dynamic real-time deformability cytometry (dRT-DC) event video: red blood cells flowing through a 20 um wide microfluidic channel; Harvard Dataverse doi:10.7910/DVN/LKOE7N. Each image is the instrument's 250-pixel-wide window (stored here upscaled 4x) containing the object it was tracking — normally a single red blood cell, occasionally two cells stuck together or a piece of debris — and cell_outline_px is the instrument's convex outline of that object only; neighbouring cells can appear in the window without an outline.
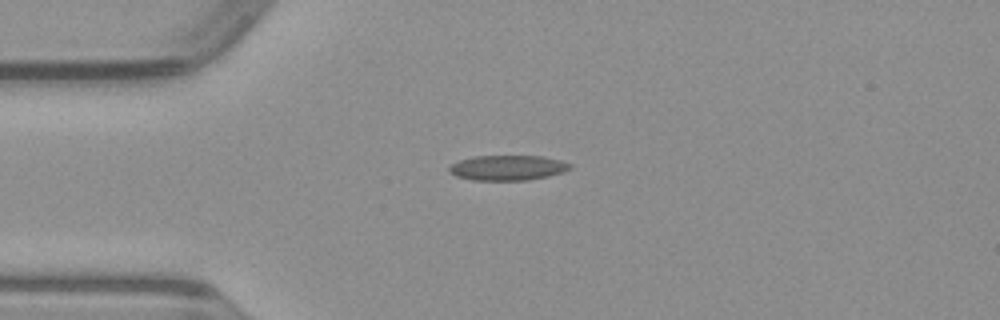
{"species": "common noctule bat (a hibernating species)", "species_latin": "Nyctalus noctula", "temperature_condition": "warm", "stored_images_in_passage": 39, "camera_frame_rate_fps": 3000, "um_per_image_px": 0.085, "animal": {"sex": "male", "body_mass_g": 23.1, "forearm_length_mm": 52.7}, "frame": {"image": 1, "passage_image": 1, "time_ms": 0.0, "image_size_px": [1000, 320], "cell_outline_px": [[572, 168], [564, 172], [548, 176], [528, 180], [472, 180], [456, 176], [448, 172], [448, 168], [452, 164], [460, 160], [472, 156], [540, 156], [560, 160], [572, 164]], "centroid_in_image_um": [43.15, 14.26], "position_along_channel_um": 41.8, "area_um2": 17.74}}
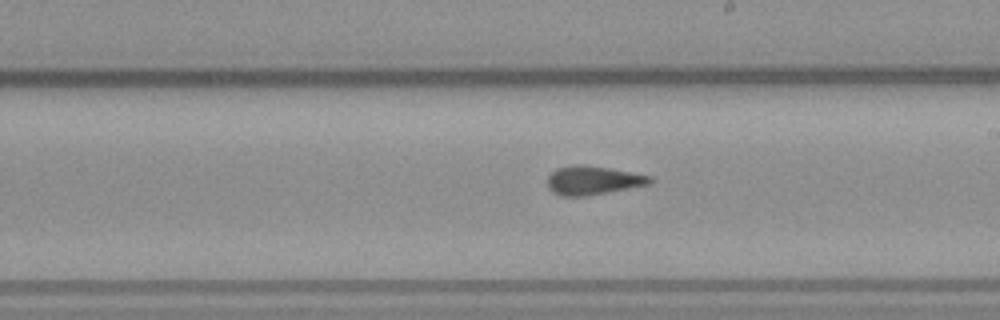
{"frame": {"image": 2, "passage_image": 17, "time_ms": 5.333, "image_size_px": [1000, 320], "cell_outline_px": [[652, 180], [648, 184], [588, 196], [560, 196], [552, 192], [548, 188], [548, 176], [556, 168], [576, 164], [588, 164], [652, 176]], "centroid_in_image_um": [50.35, 15.32], "position_along_channel_um": 238.6, "area_um2": 17.22}}
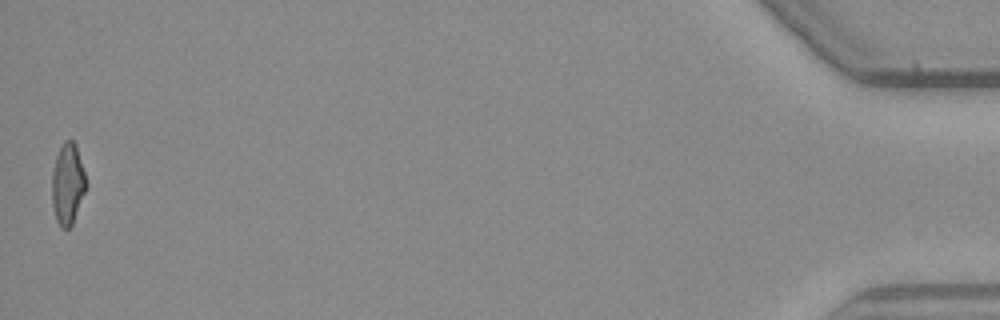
{"frame": {"image": 3, "passage_image": 39, "time_ms": 12.667, "image_size_px": [1000, 320], "cell_outline_px": [[88, 188], [72, 224], [68, 228], [60, 228], [56, 220], [52, 204], [52, 172], [56, 156], [64, 140], [72, 140], [76, 144], [88, 184]], "centroid_in_image_um": [5.77, 15.65], "position_along_channel_um": 429.4, "area_um2": 16.42}}